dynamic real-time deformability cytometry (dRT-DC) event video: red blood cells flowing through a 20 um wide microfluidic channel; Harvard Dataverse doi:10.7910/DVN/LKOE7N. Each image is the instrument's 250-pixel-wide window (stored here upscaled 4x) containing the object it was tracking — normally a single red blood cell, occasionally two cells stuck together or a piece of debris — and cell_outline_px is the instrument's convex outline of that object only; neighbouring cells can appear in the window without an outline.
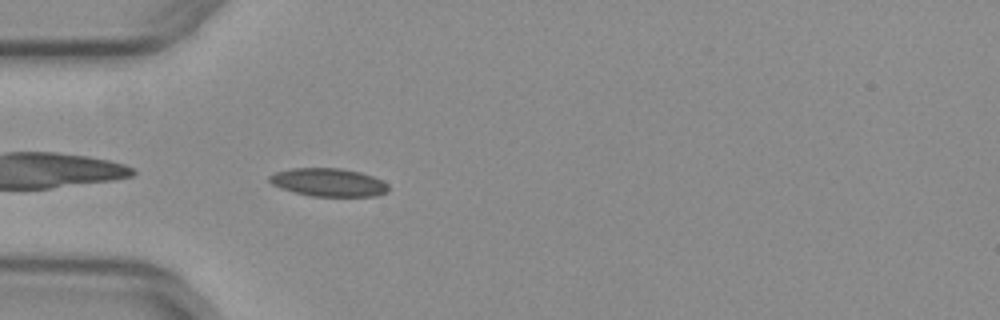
{"species": "common noctule bat (a hibernating species)", "species_latin": "Nyctalus noctula", "temperature_condition": "warm", "stored_images_in_passage": 31, "camera_frame_rate_fps": 3000, "um_per_image_px": 0.085, "animal": {"sex": "female", "body_mass_g": 29.2, "forearm_length_mm": 56.3}, "frame": {"image": 1, "passage_image": 2, "time_ms": 0.333, "image_size_px": [1000, 320], "cell_outline_px": [[388, 192], [376, 196], [312, 196], [280, 188], [272, 184], [268, 180], [268, 176], [276, 172], [292, 168], [340, 168], [360, 172], [372, 176], [388, 184]], "centroid_in_image_um": [27.92, 15.5], "position_along_channel_um": 57.1, "area_um2": 19.42}}
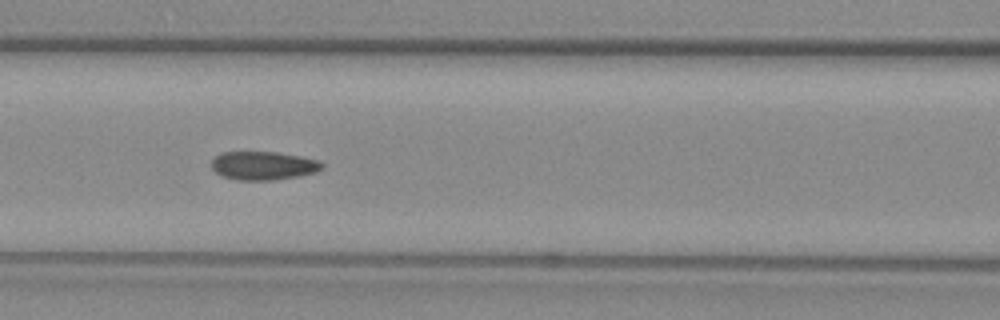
{"frame": {"image": 2, "passage_image": 9, "time_ms": 2.667, "image_size_px": [1000, 320], "cell_outline_px": [[324, 168], [316, 172], [296, 176], [272, 180], [236, 180], [224, 176], [216, 172], [212, 168], [212, 160], [220, 152], [276, 152], [300, 156], [320, 160], [324, 164]], "centroid_in_image_um": [22.41, 14.07], "position_along_channel_um": 144.2, "area_um2": 18.32}}
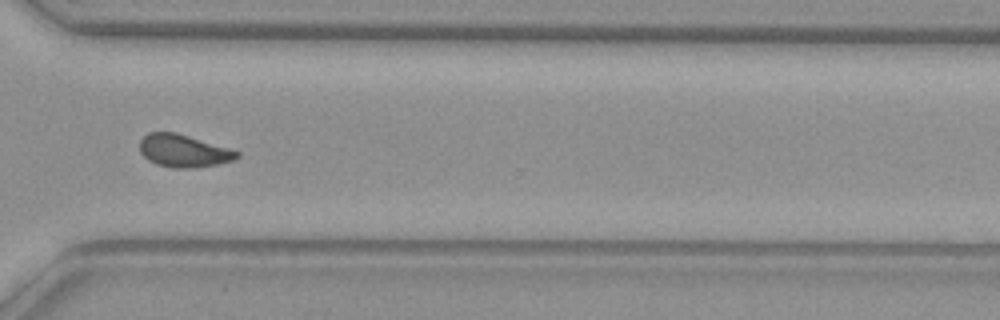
{"frame": {"image": 3, "passage_image": 25, "time_ms": 8.0, "image_size_px": [1000, 320], "cell_outline_px": [[240, 156], [236, 160], [220, 164], [196, 168], [172, 168], [156, 164], [148, 160], [140, 152], [140, 140], [148, 132], [176, 132], [228, 148], [240, 152]], "centroid_in_image_um": [15.62, 12.83], "position_along_channel_um": 355.0, "area_um2": 18.61}, "authors_computed_cell_mechanics": {"area_um2": 18.785, "velocity_mm_per_s": 3.96, "shape_relaxation_time_tau1_ms": null, "shape_relaxation_time_tau2_ms": 1.2241, "deformation_change_tau1": null, "deformation_change_tau2": 0.0713}}